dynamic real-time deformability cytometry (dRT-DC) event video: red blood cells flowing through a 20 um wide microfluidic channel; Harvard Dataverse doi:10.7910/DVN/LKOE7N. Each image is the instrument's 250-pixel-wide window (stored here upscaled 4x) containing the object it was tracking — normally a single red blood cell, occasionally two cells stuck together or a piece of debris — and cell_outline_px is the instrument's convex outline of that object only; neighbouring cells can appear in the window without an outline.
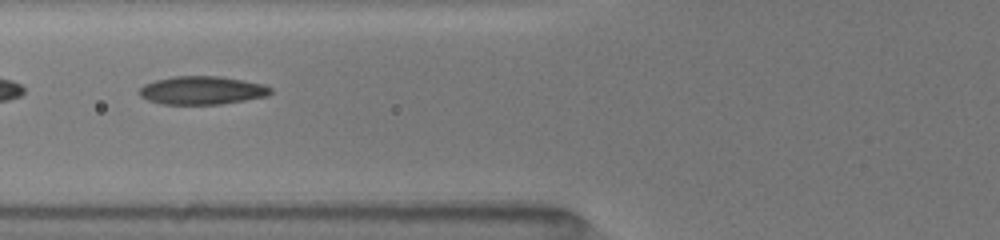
{"species": "common noctule bat (a hibernating species)", "species_latin": "Nyctalus noctula", "temperature_condition": "room temperature", "stored_images_in_passage": 17, "camera_frame_rate_fps": 3000, "um_per_image_px": 0.085, "animal": {"sex": "female", "body_mass_g": 19.5, "forearm_length_mm": 54.1}, "frame": {"image": 1, "passage_image": 12, "time_ms": 6.333, "image_size_px": [1000, 240], "cell_outline_px": [[272, 92], [268, 96], [220, 104], [160, 104], [148, 100], [140, 96], [140, 88], [144, 84], [156, 80], [176, 76], [220, 76], [264, 84], [272, 88]], "centroid_in_image_um": [17.19, 7.68], "position_along_channel_um": 108.6, "area_um2": 21.56}}